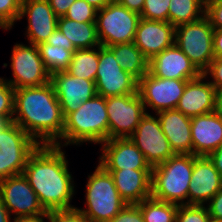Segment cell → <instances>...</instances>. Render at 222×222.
Returning a JSON list of instances; mask_svg holds the SVG:
<instances>
[{"instance_id": "33", "label": "cell", "mask_w": 222, "mask_h": 222, "mask_svg": "<svg viewBox=\"0 0 222 222\" xmlns=\"http://www.w3.org/2000/svg\"><path fill=\"white\" fill-rule=\"evenodd\" d=\"M96 15V8L85 0H76L70 5L64 17L76 22H95Z\"/></svg>"}, {"instance_id": "31", "label": "cell", "mask_w": 222, "mask_h": 222, "mask_svg": "<svg viewBox=\"0 0 222 222\" xmlns=\"http://www.w3.org/2000/svg\"><path fill=\"white\" fill-rule=\"evenodd\" d=\"M175 222H213L204 205H178Z\"/></svg>"}, {"instance_id": "27", "label": "cell", "mask_w": 222, "mask_h": 222, "mask_svg": "<svg viewBox=\"0 0 222 222\" xmlns=\"http://www.w3.org/2000/svg\"><path fill=\"white\" fill-rule=\"evenodd\" d=\"M99 46L96 48L77 49L66 70L77 78H84L95 82L99 65Z\"/></svg>"}, {"instance_id": "7", "label": "cell", "mask_w": 222, "mask_h": 222, "mask_svg": "<svg viewBox=\"0 0 222 222\" xmlns=\"http://www.w3.org/2000/svg\"><path fill=\"white\" fill-rule=\"evenodd\" d=\"M39 144L13 121L0 130V181L22 174Z\"/></svg>"}, {"instance_id": "41", "label": "cell", "mask_w": 222, "mask_h": 222, "mask_svg": "<svg viewBox=\"0 0 222 222\" xmlns=\"http://www.w3.org/2000/svg\"><path fill=\"white\" fill-rule=\"evenodd\" d=\"M45 43L52 46L65 47L66 50L74 53L77 49L72 42L60 31L57 27L56 30L48 37Z\"/></svg>"}, {"instance_id": "18", "label": "cell", "mask_w": 222, "mask_h": 222, "mask_svg": "<svg viewBox=\"0 0 222 222\" xmlns=\"http://www.w3.org/2000/svg\"><path fill=\"white\" fill-rule=\"evenodd\" d=\"M176 27L169 22L139 20L133 43L150 61L157 54L175 44Z\"/></svg>"}, {"instance_id": "40", "label": "cell", "mask_w": 222, "mask_h": 222, "mask_svg": "<svg viewBox=\"0 0 222 222\" xmlns=\"http://www.w3.org/2000/svg\"><path fill=\"white\" fill-rule=\"evenodd\" d=\"M208 203L207 210L213 222H222V188Z\"/></svg>"}, {"instance_id": "22", "label": "cell", "mask_w": 222, "mask_h": 222, "mask_svg": "<svg viewBox=\"0 0 222 222\" xmlns=\"http://www.w3.org/2000/svg\"><path fill=\"white\" fill-rule=\"evenodd\" d=\"M193 155L209 156L222 145V119L213 111L191 118Z\"/></svg>"}, {"instance_id": "26", "label": "cell", "mask_w": 222, "mask_h": 222, "mask_svg": "<svg viewBox=\"0 0 222 222\" xmlns=\"http://www.w3.org/2000/svg\"><path fill=\"white\" fill-rule=\"evenodd\" d=\"M109 48L113 51L115 59L123 70L138 81L148 72L149 61L133 42L115 44Z\"/></svg>"}, {"instance_id": "37", "label": "cell", "mask_w": 222, "mask_h": 222, "mask_svg": "<svg viewBox=\"0 0 222 222\" xmlns=\"http://www.w3.org/2000/svg\"><path fill=\"white\" fill-rule=\"evenodd\" d=\"M205 16L214 29H222V0H205Z\"/></svg>"}, {"instance_id": "4", "label": "cell", "mask_w": 222, "mask_h": 222, "mask_svg": "<svg viewBox=\"0 0 222 222\" xmlns=\"http://www.w3.org/2000/svg\"><path fill=\"white\" fill-rule=\"evenodd\" d=\"M193 168V154H174L167 161L153 167L151 197L177 205L188 204Z\"/></svg>"}, {"instance_id": "32", "label": "cell", "mask_w": 222, "mask_h": 222, "mask_svg": "<svg viewBox=\"0 0 222 222\" xmlns=\"http://www.w3.org/2000/svg\"><path fill=\"white\" fill-rule=\"evenodd\" d=\"M15 89L0 77V117L12 122L14 116Z\"/></svg>"}, {"instance_id": "34", "label": "cell", "mask_w": 222, "mask_h": 222, "mask_svg": "<svg viewBox=\"0 0 222 222\" xmlns=\"http://www.w3.org/2000/svg\"><path fill=\"white\" fill-rule=\"evenodd\" d=\"M170 0H144V7L140 14L147 20L168 22Z\"/></svg>"}, {"instance_id": "24", "label": "cell", "mask_w": 222, "mask_h": 222, "mask_svg": "<svg viewBox=\"0 0 222 222\" xmlns=\"http://www.w3.org/2000/svg\"><path fill=\"white\" fill-rule=\"evenodd\" d=\"M113 177L121 198L127 204H138L151 197L152 170H106Z\"/></svg>"}, {"instance_id": "17", "label": "cell", "mask_w": 222, "mask_h": 222, "mask_svg": "<svg viewBox=\"0 0 222 222\" xmlns=\"http://www.w3.org/2000/svg\"><path fill=\"white\" fill-rule=\"evenodd\" d=\"M25 16L28 20L25 35L29 43L34 45L45 42L58 26V17L48 0H22L18 20Z\"/></svg>"}, {"instance_id": "8", "label": "cell", "mask_w": 222, "mask_h": 222, "mask_svg": "<svg viewBox=\"0 0 222 222\" xmlns=\"http://www.w3.org/2000/svg\"><path fill=\"white\" fill-rule=\"evenodd\" d=\"M140 19V14L116 1L97 10L95 23L100 44L109 47L133 42Z\"/></svg>"}, {"instance_id": "6", "label": "cell", "mask_w": 222, "mask_h": 222, "mask_svg": "<svg viewBox=\"0 0 222 222\" xmlns=\"http://www.w3.org/2000/svg\"><path fill=\"white\" fill-rule=\"evenodd\" d=\"M214 28L204 15L201 19L181 24L175 30V44L202 73L214 59Z\"/></svg>"}, {"instance_id": "5", "label": "cell", "mask_w": 222, "mask_h": 222, "mask_svg": "<svg viewBox=\"0 0 222 222\" xmlns=\"http://www.w3.org/2000/svg\"><path fill=\"white\" fill-rule=\"evenodd\" d=\"M86 185V210L80 211L91 222L112 220L127 204L119 195L110 172L100 164L88 175Z\"/></svg>"}, {"instance_id": "48", "label": "cell", "mask_w": 222, "mask_h": 222, "mask_svg": "<svg viewBox=\"0 0 222 222\" xmlns=\"http://www.w3.org/2000/svg\"><path fill=\"white\" fill-rule=\"evenodd\" d=\"M88 4L92 5L97 10H100L115 0H85Z\"/></svg>"}, {"instance_id": "9", "label": "cell", "mask_w": 222, "mask_h": 222, "mask_svg": "<svg viewBox=\"0 0 222 222\" xmlns=\"http://www.w3.org/2000/svg\"><path fill=\"white\" fill-rule=\"evenodd\" d=\"M108 140L129 138L146 114L139 93L106 97Z\"/></svg>"}, {"instance_id": "20", "label": "cell", "mask_w": 222, "mask_h": 222, "mask_svg": "<svg viewBox=\"0 0 222 222\" xmlns=\"http://www.w3.org/2000/svg\"><path fill=\"white\" fill-rule=\"evenodd\" d=\"M148 72L160 78L178 80H191L201 74L176 44L153 57L148 63Z\"/></svg>"}, {"instance_id": "21", "label": "cell", "mask_w": 222, "mask_h": 222, "mask_svg": "<svg viewBox=\"0 0 222 222\" xmlns=\"http://www.w3.org/2000/svg\"><path fill=\"white\" fill-rule=\"evenodd\" d=\"M202 73L194 79L188 80L183 95L181 96L177 110L190 118L213 112L215 109V87Z\"/></svg>"}, {"instance_id": "35", "label": "cell", "mask_w": 222, "mask_h": 222, "mask_svg": "<svg viewBox=\"0 0 222 222\" xmlns=\"http://www.w3.org/2000/svg\"><path fill=\"white\" fill-rule=\"evenodd\" d=\"M22 0H0V27L10 30L18 20Z\"/></svg>"}, {"instance_id": "19", "label": "cell", "mask_w": 222, "mask_h": 222, "mask_svg": "<svg viewBox=\"0 0 222 222\" xmlns=\"http://www.w3.org/2000/svg\"><path fill=\"white\" fill-rule=\"evenodd\" d=\"M222 188V177L208 156L194 155L188 204L205 205Z\"/></svg>"}, {"instance_id": "15", "label": "cell", "mask_w": 222, "mask_h": 222, "mask_svg": "<svg viewBox=\"0 0 222 222\" xmlns=\"http://www.w3.org/2000/svg\"><path fill=\"white\" fill-rule=\"evenodd\" d=\"M50 82L54 87L64 118L75 112L83 102L97 95L94 81L74 77L66 71L52 74Z\"/></svg>"}, {"instance_id": "12", "label": "cell", "mask_w": 222, "mask_h": 222, "mask_svg": "<svg viewBox=\"0 0 222 222\" xmlns=\"http://www.w3.org/2000/svg\"><path fill=\"white\" fill-rule=\"evenodd\" d=\"M129 138L143 153L151 168L162 164L174 155L161 129L158 117L148 112L141 118L136 130Z\"/></svg>"}, {"instance_id": "10", "label": "cell", "mask_w": 222, "mask_h": 222, "mask_svg": "<svg viewBox=\"0 0 222 222\" xmlns=\"http://www.w3.org/2000/svg\"><path fill=\"white\" fill-rule=\"evenodd\" d=\"M98 62L95 78L97 95L106 98L138 92V80L123 70L109 47L99 46Z\"/></svg>"}, {"instance_id": "43", "label": "cell", "mask_w": 222, "mask_h": 222, "mask_svg": "<svg viewBox=\"0 0 222 222\" xmlns=\"http://www.w3.org/2000/svg\"><path fill=\"white\" fill-rule=\"evenodd\" d=\"M120 5L126 7L130 11L141 14L144 7V0H115Z\"/></svg>"}, {"instance_id": "36", "label": "cell", "mask_w": 222, "mask_h": 222, "mask_svg": "<svg viewBox=\"0 0 222 222\" xmlns=\"http://www.w3.org/2000/svg\"><path fill=\"white\" fill-rule=\"evenodd\" d=\"M49 222H91L77 207L49 211Z\"/></svg>"}, {"instance_id": "29", "label": "cell", "mask_w": 222, "mask_h": 222, "mask_svg": "<svg viewBox=\"0 0 222 222\" xmlns=\"http://www.w3.org/2000/svg\"><path fill=\"white\" fill-rule=\"evenodd\" d=\"M144 222H175L178 205L149 197L137 204Z\"/></svg>"}, {"instance_id": "2", "label": "cell", "mask_w": 222, "mask_h": 222, "mask_svg": "<svg viewBox=\"0 0 222 222\" xmlns=\"http://www.w3.org/2000/svg\"><path fill=\"white\" fill-rule=\"evenodd\" d=\"M12 121L39 145L62 147L65 118L51 82L15 89Z\"/></svg>"}, {"instance_id": "47", "label": "cell", "mask_w": 222, "mask_h": 222, "mask_svg": "<svg viewBox=\"0 0 222 222\" xmlns=\"http://www.w3.org/2000/svg\"><path fill=\"white\" fill-rule=\"evenodd\" d=\"M11 215L0 197V222H11Z\"/></svg>"}, {"instance_id": "25", "label": "cell", "mask_w": 222, "mask_h": 222, "mask_svg": "<svg viewBox=\"0 0 222 222\" xmlns=\"http://www.w3.org/2000/svg\"><path fill=\"white\" fill-rule=\"evenodd\" d=\"M57 27L76 49L97 48L101 45L95 22H76L63 16L58 18Z\"/></svg>"}, {"instance_id": "14", "label": "cell", "mask_w": 222, "mask_h": 222, "mask_svg": "<svg viewBox=\"0 0 222 222\" xmlns=\"http://www.w3.org/2000/svg\"><path fill=\"white\" fill-rule=\"evenodd\" d=\"M0 197L14 218L46 212L23 173L0 181Z\"/></svg>"}, {"instance_id": "28", "label": "cell", "mask_w": 222, "mask_h": 222, "mask_svg": "<svg viewBox=\"0 0 222 222\" xmlns=\"http://www.w3.org/2000/svg\"><path fill=\"white\" fill-rule=\"evenodd\" d=\"M205 15V0H170L168 22L177 27Z\"/></svg>"}, {"instance_id": "13", "label": "cell", "mask_w": 222, "mask_h": 222, "mask_svg": "<svg viewBox=\"0 0 222 222\" xmlns=\"http://www.w3.org/2000/svg\"><path fill=\"white\" fill-rule=\"evenodd\" d=\"M187 82L188 80L160 78L147 72L138 81V93L145 110L148 106L155 113L176 109Z\"/></svg>"}, {"instance_id": "39", "label": "cell", "mask_w": 222, "mask_h": 222, "mask_svg": "<svg viewBox=\"0 0 222 222\" xmlns=\"http://www.w3.org/2000/svg\"><path fill=\"white\" fill-rule=\"evenodd\" d=\"M202 74L212 77L213 80L209 82L215 87L216 92L222 91V58H214Z\"/></svg>"}, {"instance_id": "45", "label": "cell", "mask_w": 222, "mask_h": 222, "mask_svg": "<svg viewBox=\"0 0 222 222\" xmlns=\"http://www.w3.org/2000/svg\"><path fill=\"white\" fill-rule=\"evenodd\" d=\"M208 157L222 177V145L214 150Z\"/></svg>"}, {"instance_id": "42", "label": "cell", "mask_w": 222, "mask_h": 222, "mask_svg": "<svg viewBox=\"0 0 222 222\" xmlns=\"http://www.w3.org/2000/svg\"><path fill=\"white\" fill-rule=\"evenodd\" d=\"M75 1L76 0H48L50 7L58 18L65 16L68 8Z\"/></svg>"}, {"instance_id": "16", "label": "cell", "mask_w": 222, "mask_h": 222, "mask_svg": "<svg viewBox=\"0 0 222 222\" xmlns=\"http://www.w3.org/2000/svg\"><path fill=\"white\" fill-rule=\"evenodd\" d=\"M101 145L99 164L105 170H152L143 153L130 138H114Z\"/></svg>"}, {"instance_id": "49", "label": "cell", "mask_w": 222, "mask_h": 222, "mask_svg": "<svg viewBox=\"0 0 222 222\" xmlns=\"http://www.w3.org/2000/svg\"><path fill=\"white\" fill-rule=\"evenodd\" d=\"M214 112L222 119V91L216 92Z\"/></svg>"}, {"instance_id": "46", "label": "cell", "mask_w": 222, "mask_h": 222, "mask_svg": "<svg viewBox=\"0 0 222 222\" xmlns=\"http://www.w3.org/2000/svg\"><path fill=\"white\" fill-rule=\"evenodd\" d=\"M44 218H49L48 211L34 216L17 217L12 222H45Z\"/></svg>"}, {"instance_id": "11", "label": "cell", "mask_w": 222, "mask_h": 222, "mask_svg": "<svg viewBox=\"0 0 222 222\" xmlns=\"http://www.w3.org/2000/svg\"><path fill=\"white\" fill-rule=\"evenodd\" d=\"M13 78L6 80L14 89L42 86L50 82L37 45L15 44L11 54Z\"/></svg>"}, {"instance_id": "1", "label": "cell", "mask_w": 222, "mask_h": 222, "mask_svg": "<svg viewBox=\"0 0 222 222\" xmlns=\"http://www.w3.org/2000/svg\"><path fill=\"white\" fill-rule=\"evenodd\" d=\"M62 147L39 145L29 156L23 175L45 211L69 209L74 196L72 174Z\"/></svg>"}, {"instance_id": "44", "label": "cell", "mask_w": 222, "mask_h": 222, "mask_svg": "<svg viewBox=\"0 0 222 222\" xmlns=\"http://www.w3.org/2000/svg\"><path fill=\"white\" fill-rule=\"evenodd\" d=\"M213 51L214 58H222V29H214Z\"/></svg>"}, {"instance_id": "38", "label": "cell", "mask_w": 222, "mask_h": 222, "mask_svg": "<svg viewBox=\"0 0 222 222\" xmlns=\"http://www.w3.org/2000/svg\"><path fill=\"white\" fill-rule=\"evenodd\" d=\"M107 222H144V219L137 204H126L112 220Z\"/></svg>"}, {"instance_id": "30", "label": "cell", "mask_w": 222, "mask_h": 222, "mask_svg": "<svg viewBox=\"0 0 222 222\" xmlns=\"http://www.w3.org/2000/svg\"><path fill=\"white\" fill-rule=\"evenodd\" d=\"M40 57L50 75L66 71L73 53L65 47L52 46L45 42L37 45Z\"/></svg>"}, {"instance_id": "50", "label": "cell", "mask_w": 222, "mask_h": 222, "mask_svg": "<svg viewBox=\"0 0 222 222\" xmlns=\"http://www.w3.org/2000/svg\"><path fill=\"white\" fill-rule=\"evenodd\" d=\"M8 122L0 117V130L2 129L3 126H5Z\"/></svg>"}, {"instance_id": "23", "label": "cell", "mask_w": 222, "mask_h": 222, "mask_svg": "<svg viewBox=\"0 0 222 222\" xmlns=\"http://www.w3.org/2000/svg\"><path fill=\"white\" fill-rule=\"evenodd\" d=\"M174 154H193L191 118L177 109L156 113Z\"/></svg>"}, {"instance_id": "3", "label": "cell", "mask_w": 222, "mask_h": 222, "mask_svg": "<svg viewBox=\"0 0 222 222\" xmlns=\"http://www.w3.org/2000/svg\"><path fill=\"white\" fill-rule=\"evenodd\" d=\"M62 147L83 142L102 144L108 140L106 98L96 95L65 118Z\"/></svg>"}]
</instances>
